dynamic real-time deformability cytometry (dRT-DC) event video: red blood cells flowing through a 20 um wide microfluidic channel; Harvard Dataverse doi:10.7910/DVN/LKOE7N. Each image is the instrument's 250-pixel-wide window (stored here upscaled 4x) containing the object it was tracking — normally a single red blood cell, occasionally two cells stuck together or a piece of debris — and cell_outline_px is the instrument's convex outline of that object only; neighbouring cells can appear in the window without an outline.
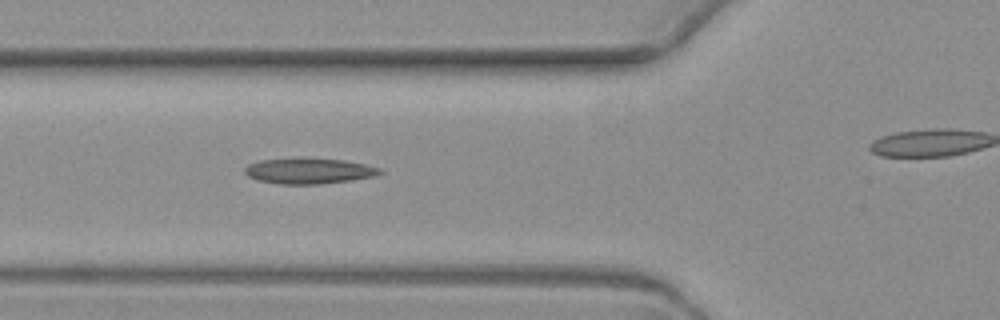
{"species": "common noctule bat (a hibernating species)", "species_latin": "Nyctalus noctula", "temperature_condition": "warm", "stored_images_in_passage": 7, "segment_of_instrument_passage": [1, 2], "camera_frame_rate_fps": 3000, "um_per_image_px": 0.085, "animal": {"sex": "female", "body_mass_g": 19.3, "forearm_length_mm": 54.1}, "frame": {"image": 1, "passage_image": 6, "time_ms": 5.667, "image_size_px": [1000, 320], "cell_outline_px": [[384, 172], [376, 176], [352, 180], [320, 184], [276, 184], [260, 180], [248, 176], [244, 172], [244, 168], [248, 164], [260, 160], [304, 156], [344, 160], [364, 164], [380, 168]], "centroid_in_image_um": [26.26, 14.5], "position_along_channel_um": 99.5, "area_um2": 20.75}}